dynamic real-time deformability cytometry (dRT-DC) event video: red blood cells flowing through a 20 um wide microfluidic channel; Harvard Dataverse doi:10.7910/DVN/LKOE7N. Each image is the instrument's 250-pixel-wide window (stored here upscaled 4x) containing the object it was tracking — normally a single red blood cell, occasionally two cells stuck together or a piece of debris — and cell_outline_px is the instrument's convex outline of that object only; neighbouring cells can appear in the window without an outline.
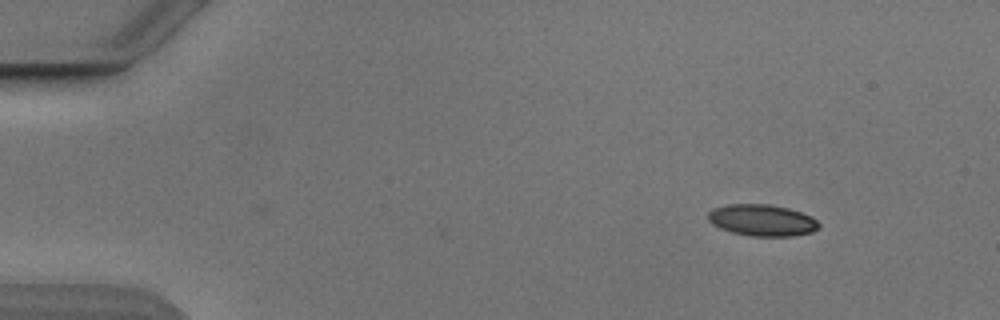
{"species": "Egyptian fruit bat (a non-hibernating species)", "species_latin": "Rousettus aegyptiacus", "temperature_condition": "cold", "stored_images_in_passage": 2, "camera_frame_rate_fps": 3000, "um_per_image_px": 0.085, "animal": {"sex": "male"}, "frame": {"image": 1, "passage_image": 2, "time_ms": 0.333, "image_size_px": [1000, 320], "cell_outline_px": [[820, 228], [812, 232], [792, 236], [752, 236], [732, 232], [720, 228], [712, 224], [708, 220], [708, 212], [712, 208], [728, 204], [768, 204], [788, 208], [812, 216], [820, 224]], "centroid_in_image_um": [64.78, 18.72], "position_along_channel_um": 20.2, "area_um2": 20.46}}